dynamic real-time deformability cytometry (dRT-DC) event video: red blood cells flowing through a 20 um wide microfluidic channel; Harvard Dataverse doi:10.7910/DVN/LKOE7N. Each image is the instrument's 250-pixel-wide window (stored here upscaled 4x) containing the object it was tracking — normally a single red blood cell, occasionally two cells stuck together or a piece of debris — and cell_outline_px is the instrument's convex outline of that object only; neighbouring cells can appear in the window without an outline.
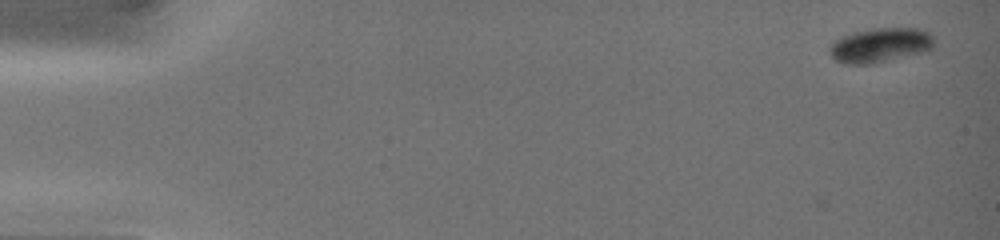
{"species": "common noctule bat (a hibernating species)", "species_latin": "Nyctalus noctula", "temperature_condition": "warm", "stored_images_in_passage": 17, "camera_frame_rate_fps": 3000, "um_per_image_px": 0.085, "animal": {"sex": "female", "body_mass_g": 19.0, "forearm_length_mm": 51.5}, "frame": {"image": 1, "passage_image": 1, "time_ms": 0.0, "image_size_px": [1000, 240], "cell_outline_px": [[932, 48], [924, 52], [872, 64], [844, 64], [836, 60], [828, 52], [828, 48], [840, 36], [852, 32], [872, 28], [920, 28], [928, 32], [932, 36]], "centroid_in_image_um": [74.78, 3.83], "position_along_channel_um": 10.2, "area_um2": 21.1}}
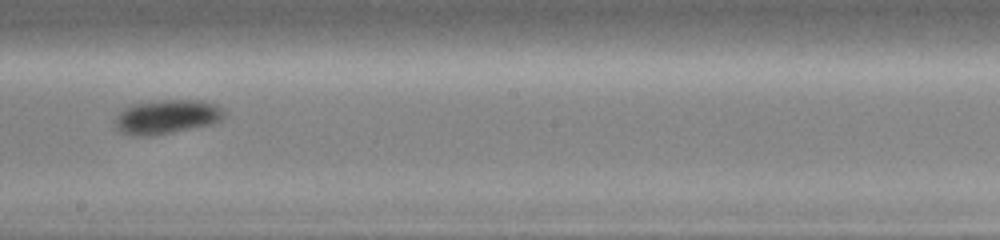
{"frame": {"image": 2, "passage_image": 10, "time_ms": 9.333, "image_size_px": [1000, 240], "cell_outline_px": [[224, 116], [220, 120], [212, 124], [152, 136], [132, 136], [120, 132], [116, 128], [112, 120], [124, 108], [136, 104], [168, 100], [196, 100], [212, 104], [224, 108]], "centroid_in_image_um": [14.13, 9.95], "position_along_channel_um": 234.1, "area_um2": 21.56}}
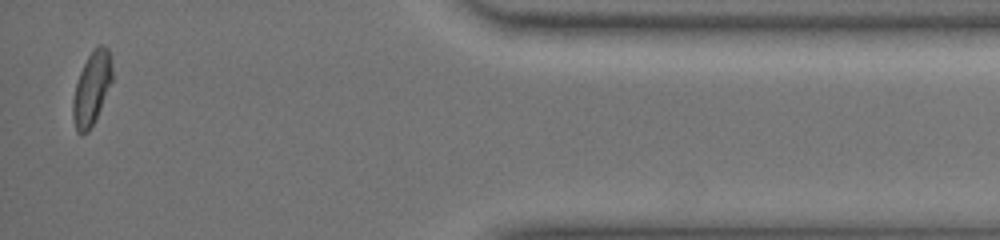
{"frame": {"image": 3, "passage_image": 16, "time_ms": 15.0, "image_size_px": [1000, 240], "cell_outline_px": [[112, 80], [100, 108], [88, 132], [80, 136], [76, 132], [72, 116], [72, 100], [76, 84], [80, 72], [88, 56], [100, 44], [104, 44], [108, 48], [112, 68]], "centroid_in_image_um": [7.77, 7.54], "position_along_channel_um": 427.4, "area_um2": 16.53}, "authors_computed_cell_mechanics": {"area_um2": 21.097, "velocity_mm_per_s": 4.094, "shape_relaxation_time_tau1_ms": 7.5366, "shape_relaxation_time_tau2_ms": null, "deformation_change_tau1": 0.1215, "deformation_change_tau2": null}}